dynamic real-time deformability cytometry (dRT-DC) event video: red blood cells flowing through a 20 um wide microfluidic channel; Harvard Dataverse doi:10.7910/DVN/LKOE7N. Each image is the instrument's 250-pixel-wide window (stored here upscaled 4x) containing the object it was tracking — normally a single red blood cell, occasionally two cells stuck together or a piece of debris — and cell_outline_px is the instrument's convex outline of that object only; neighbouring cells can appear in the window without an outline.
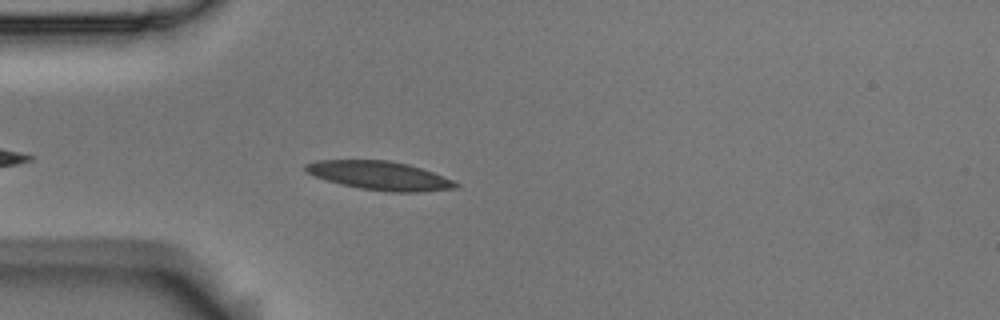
{"species": "Egyptian fruit bat (a non-hibernating species)", "species_latin": "Rousettus aegyptiacus", "temperature_condition": "room temperature", "stored_images_in_passage": 43, "camera_frame_rate_fps": 3000, "um_per_image_px": 0.085, "animal": {"sex": "male"}, "frame": {"image": 1, "passage_image": 5, "time_ms": 1.333, "image_size_px": [1000, 320], "cell_outline_px": [[460, 188], [420, 192], [388, 192], [360, 188], [340, 184], [304, 172], [304, 164], [316, 160], [388, 160], [408, 164], [432, 172], [452, 180], [460, 184]], "centroid_in_image_um": [32.27, 14.93], "position_along_channel_um": 52.7, "area_um2": 25.14}}
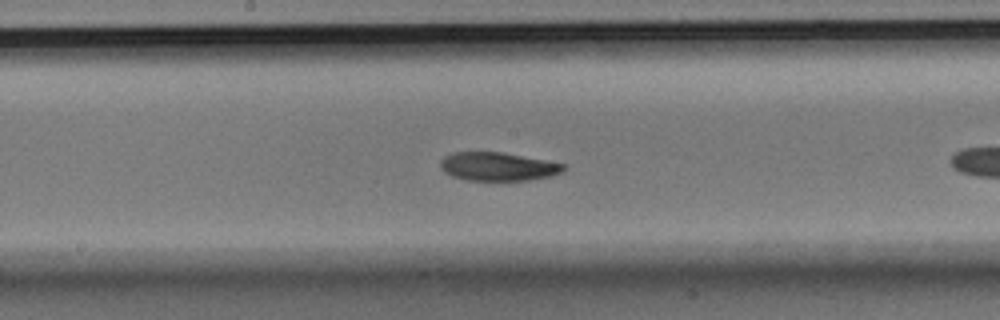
{"frame": {"image": 2, "passage_image": 15, "time_ms": 4.667, "image_size_px": [1000, 320], "cell_outline_px": [[568, 168], [552, 176], [528, 180], [468, 180], [452, 176], [444, 172], [440, 168], [440, 160], [444, 156], [452, 152], [504, 152], [568, 164]], "centroid_in_image_um": [42.35, 14.14], "position_along_channel_um": 205.9, "area_um2": 20.69}}
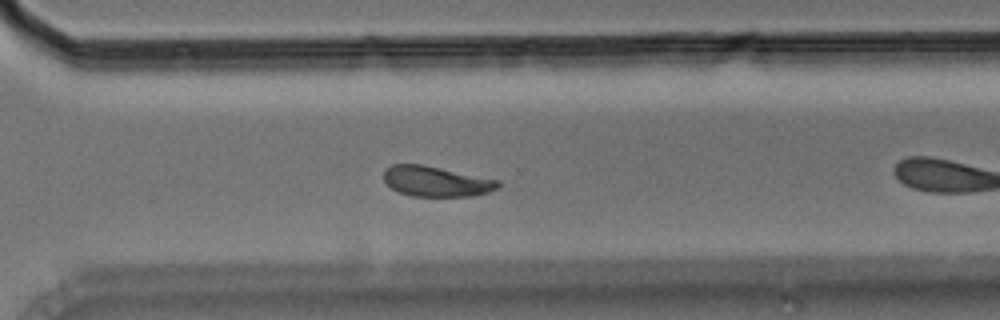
{"frame": {"image": 3, "passage_image": 26, "time_ms": 8.333, "image_size_px": [1000, 320], "cell_outline_px": [[500, 184], [496, 188], [488, 192], [472, 196], [412, 196], [400, 192], [392, 188], [384, 180], [384, 168], [392, 164], [424, 164], [500, 180]], "centroid_in_image_um": [37.07, 15.4], "position_along_channel_um": 333.5, "area_um2": 20.23}, "authors_computed_cell_mechanics": {"area_um2": 21.1548, "velocity_mm_per_s": 3.4908, "shape_relaxation_time_tau1_ms": 1.8672, "shape_relaxation_time_tau2_ms": 3.9769, "deformation_change_tau1": 0.096, "deformation_change_tau2": 0.0878}}